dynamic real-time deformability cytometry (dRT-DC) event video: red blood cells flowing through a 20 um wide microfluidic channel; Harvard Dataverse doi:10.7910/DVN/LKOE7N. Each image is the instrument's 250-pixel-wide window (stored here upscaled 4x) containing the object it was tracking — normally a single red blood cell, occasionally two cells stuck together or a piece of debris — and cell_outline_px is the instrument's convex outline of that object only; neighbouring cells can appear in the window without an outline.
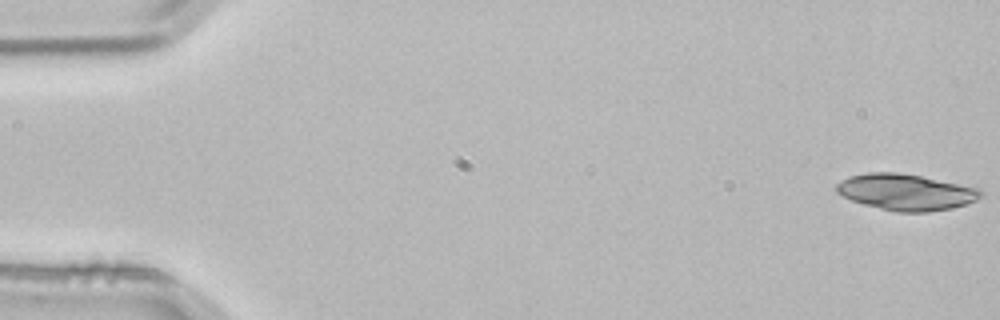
{"species": "common noctule bat (a hibernating species)", "species_latin": "Nyctalus noctula", "temperature_condition": "room temperature", "stored_images_in_passage": 5, "camera_frame_rate_fps": 3000, "um_per_image_px": 0.085, "animal": {"sex": "male", "body_mass_g": 21.5, "forearm_length_mm": 52.0}, "frame": {"image": 1, "passage_image": 1, "time_ms": 0.0, "image_size_px": [1000, 320], "cell_outline_px": [[984, 196], [968, 204], [952, 208], [928, 212], [896, 212], [864, 204], [840, 196], [836, 192], [836, 184], [840, 180], [848, 176], [868, 172], [896, 172], [920, 176], [980, 188], [984, 192]], "centroid_in_image_um": [77.01, 16.33], "position_along_channel_um": 8.0, "area_um2": 30.69}}
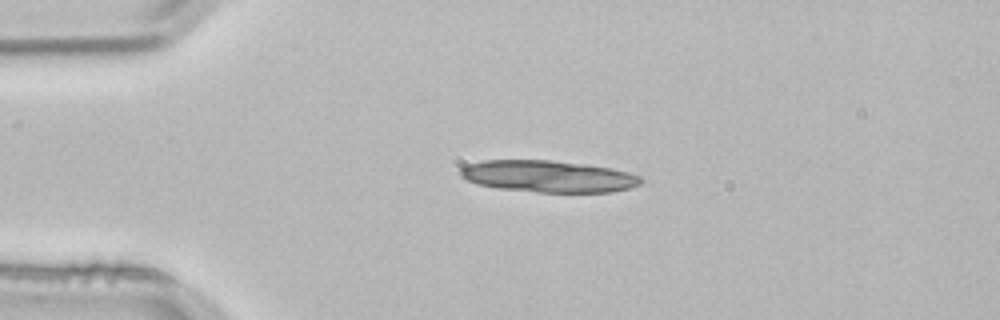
{"frame": {"image": 2, "passage_image": 3, "time_ms": 0.667, "image_size_px": [1000, 320], "cell_outline_px": [[644, 180], [640, 184], [628, 188], [612, 192], [536, 192], [496, 188], [476, 184], [460, 176], [460, 168], [468, 164], [484, 160], [552, 160], [584, 164], [612, 168], [628, 172], [640, 176]], "centroid_in_image_um": [46.59, 14.99], "position_along_channel_um": 38.4, "area_um2": 33.52}}